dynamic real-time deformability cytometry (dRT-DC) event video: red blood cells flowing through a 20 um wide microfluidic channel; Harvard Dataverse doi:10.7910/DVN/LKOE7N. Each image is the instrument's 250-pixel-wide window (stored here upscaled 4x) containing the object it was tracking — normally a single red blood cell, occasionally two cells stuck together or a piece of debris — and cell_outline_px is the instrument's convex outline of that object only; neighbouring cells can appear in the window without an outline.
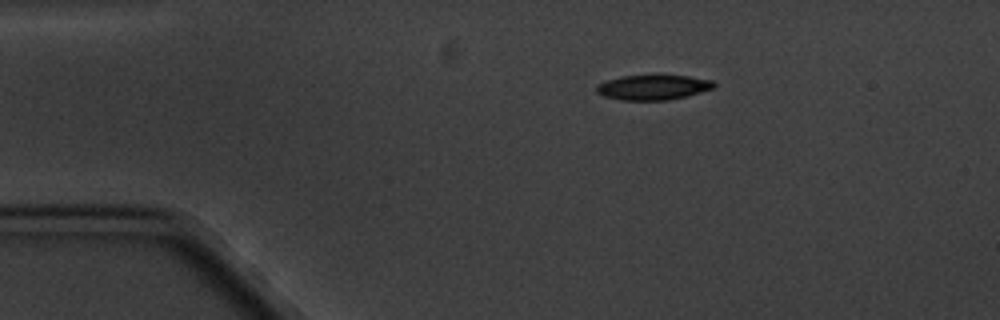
{"species": "common noctule bat (a hibernating species)", "species_latin": "Nyctalus noctula", "temperature_condition": "cold", "stored_images_in_passage": 4, "camera_frame_rate_fps": 3000, "um_per_image_px": 0.085, "animal": {"sex": "male", "body_mass_g": 20.1, "forearm_length_mm": 53.5}, "frame": {"image": 1, "passage_image": 1, "time_ms": 0.0, "image_size_px": [1000, 320], "cell_outline_px": [[716, 84], [712, 88], [688, 96], [668, 100], [624, 100], [604, 96], [596, 92], [596, 84], [620, 76], [688, 76], [712, 80]], "centroid_in_image_um": [55.49, 7.43], "position_along_channel_um": 29.5, "area_um2": 16.88}}
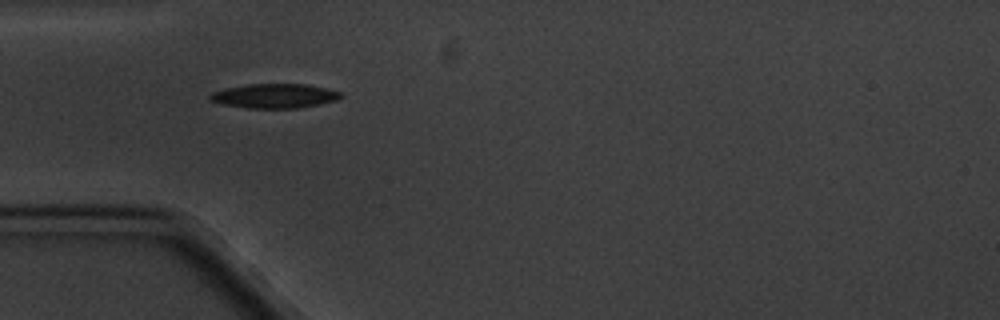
{"frame": {"image": 2, "passage_image": 3, "time_ms": 2.333, "image_size_px": [1000, 320], "cell_outline_px": [[344, 96], [336, 100], [296, 108], [248, 108], [224, 104], [212, 100], [208, 96], [212, 92], [224, 88], [248, 84], [304, 84], [324, 88], [340, 92]], "centroid_in_image_um": [23.31, 8.14], "position_along_channel_um": 61.7, "area_um2": 18.26}}